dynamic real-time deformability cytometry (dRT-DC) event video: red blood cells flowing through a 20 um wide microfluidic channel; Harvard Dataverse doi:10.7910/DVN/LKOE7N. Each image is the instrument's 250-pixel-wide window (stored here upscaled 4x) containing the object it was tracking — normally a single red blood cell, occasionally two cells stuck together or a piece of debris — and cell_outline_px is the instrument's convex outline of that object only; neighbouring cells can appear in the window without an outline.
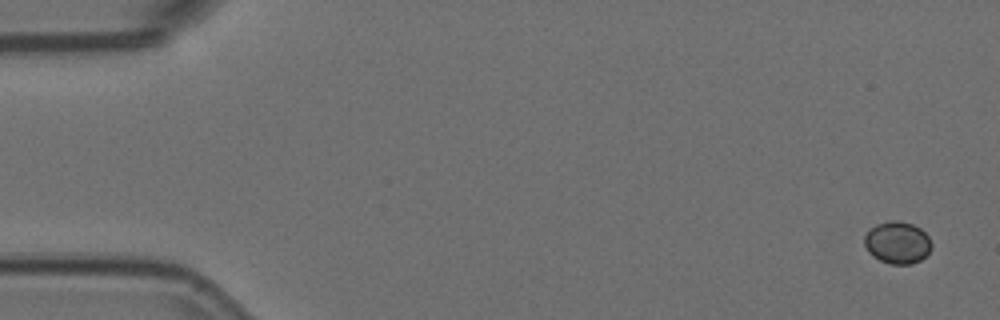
{"species": "Egyptian fruit bat (a non-hibernating species)", "species_latin": "Rousettus aegyptiacus", "temperature_condition": "room temperature", "stored_images_in_passage": 6, "camera_frame_rate_fps": 3000, "um_per_image_px": 0.085, "animal": {"sex": "female"}, "frame": {"image": 1, "passage_image": 1, "time_ms": 0.0, "image_size_px": [1000, 320], "cell_outline_px": [[932, 248], [920, 260], [912, 264], [888, 264], [872, 256], [868, 252], [864, 244], [864, 236], [876, 224], [888, 220], [896, 220], [912, 224], [920, 228], [928, 236], [932, 244]], "centroid_in_image_um": [76.27, 20.62], "position_along_channel_um": 8.7, "area_um2": 16.53}}